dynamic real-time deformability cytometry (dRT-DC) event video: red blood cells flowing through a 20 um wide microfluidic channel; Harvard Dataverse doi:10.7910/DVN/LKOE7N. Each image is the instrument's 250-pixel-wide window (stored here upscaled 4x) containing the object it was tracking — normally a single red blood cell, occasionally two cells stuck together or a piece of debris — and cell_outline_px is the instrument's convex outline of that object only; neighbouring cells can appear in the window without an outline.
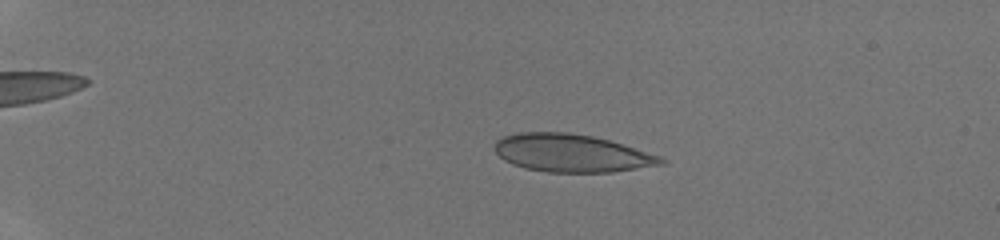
{"species": "human", "species_latin": "Homo sapiens", "temperature_condition": "room temperature", "stored_images_in_passage": 47, "camera_frame_rate_fps": 3000, "um_per_image_px": 0.085, "donor": {"sex": "male"}, "frame": {"image": 1, "passage_image": 12, "time_ms": 3.667, "image_size_px": [1000, 240], "cell_outline_px": [[668, 164], [612, 172], [548, 172], [524, 168], [512, 164], [504, 160], [496, 152], [496, 140], [500, 136], [520, 132], [568, 132], [592, 136], [624, 144], [660, 156], [668, 160]], "centroid_in_image_um": [48.62, 13.02], "position_along_channel_um": 36.4, "area_um2": 36.88}}
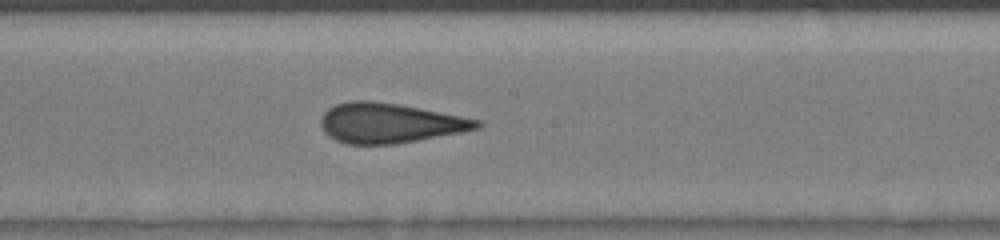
{"frame": {"image": 2, "passage_image": 29, "time_ms": 9.333, "image_size_px": [1000, 240], "cell_outline_px": [[484, 124], [480, 128], [460, 132], [396, 144], [348, 144], [336, 140], [328, 136], [324, 132], [320, 124], [320, 120], [324, 112], [328, 108], [336, 104], [352, 100], [372, 100], [420, 108], [484, 120]], "centroid_in_image_um": [33.13, 10.45], "position_along_channel_um": 215.1, "area_um2": 36.36}}
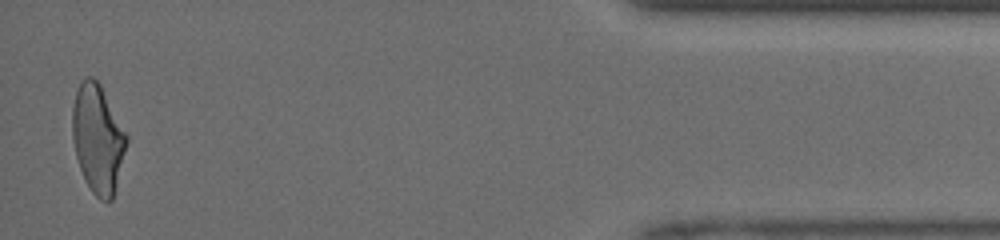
{"frame": {"image": 3, "passage_image": 46, "time_ms": 15.0, "image_size_px": [1000, 240], "cell_outline_px": [[128, 140], [112, 200], [108, 204], [100, 200], [92, 192], [84, 180], [76, 156], [72, 140], [72, 108], [76, 92], [80, 80], [84, 76], [92, 76], [100, 84], [128, 136]], "centroid_in_image_um": [8.29, 11.79], "position_along_channel_um": 426.9, "area_um2": 34.33}}